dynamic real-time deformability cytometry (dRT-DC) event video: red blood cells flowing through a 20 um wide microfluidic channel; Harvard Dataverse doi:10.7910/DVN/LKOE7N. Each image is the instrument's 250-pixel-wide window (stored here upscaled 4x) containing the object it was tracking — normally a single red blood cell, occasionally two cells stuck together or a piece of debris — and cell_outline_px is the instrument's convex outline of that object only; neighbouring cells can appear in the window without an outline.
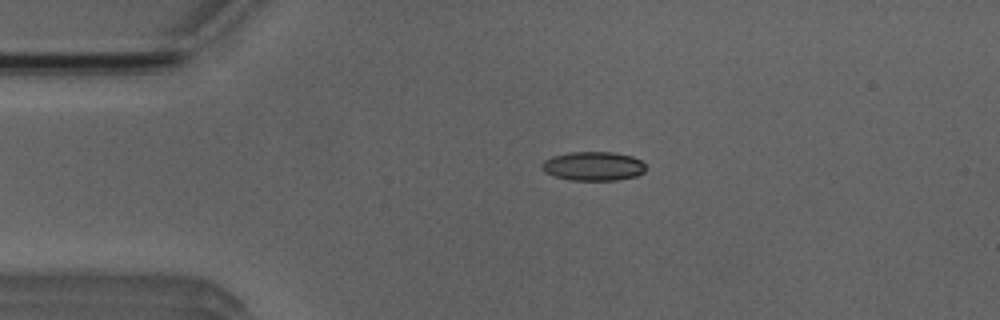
{"species": "Egyptian fruit bat (a non-hibernating species)", "species_latin": "Rousettus aegyptiacus", "temperature_condition": "room temperature", "stored_images_in_passage": 2, "camera_frame_rate_fps": 3000, "um_per_image_px": 0.085, "animal": {"sex": "male"}, "frame": {"image": 1, "passage_image": 1, "time_ms": 0.0, "image_size_px": [1000, 320], "cell_outline_px": [[648, 168], [644, 172], [636, 176], [616, 180], [572, 180], [556, 176], [544, 172], [544, 160], [552, 156], [568, 152], [612, 152], [632, 156], [640, 160]], "centroid_in_image_um": [50.48, 14.11], "position_along_channel_um": 34.5, "area_um2": 17.46}}